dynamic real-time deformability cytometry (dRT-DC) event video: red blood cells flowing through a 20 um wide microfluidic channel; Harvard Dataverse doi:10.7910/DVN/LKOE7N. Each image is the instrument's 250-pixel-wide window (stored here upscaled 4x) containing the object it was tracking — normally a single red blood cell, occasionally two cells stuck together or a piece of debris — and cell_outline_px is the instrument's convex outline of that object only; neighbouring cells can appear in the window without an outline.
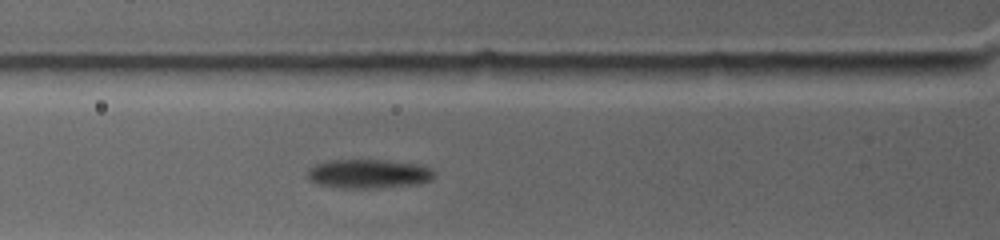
{"species": "common noctule bat (a hibernating species)", "species_latin": "Nyctalus noctula", "temperature_condition": "warm", "stored_images_in_passage": 4, "segment_of_instrument_passage": [1, 2], "camera_frame_rate_fps": 4500, "um_per_image_px": 0.085, "animal": {"sex": "female", "body_mass_g": 19.0, "forearm_length_mm": 53.3}, "frame": {"image": 1, "passage_image": 3, "time_ms": 2.222, "image_size_px": [1000, 240], "cell_outline_px": [[436, 176], [432, 180], [416, 184], [376, 188], [340, 188], [316, 184], [308, 180], [308, 168], [316, 164], [328, 160], [388, 160], [416, 164], [432, 168], [436, 172]], "centroid_in_image_um": [31.33, 14.77], "position_along_channel_um": 94.5, "area_um2": 21.73}}